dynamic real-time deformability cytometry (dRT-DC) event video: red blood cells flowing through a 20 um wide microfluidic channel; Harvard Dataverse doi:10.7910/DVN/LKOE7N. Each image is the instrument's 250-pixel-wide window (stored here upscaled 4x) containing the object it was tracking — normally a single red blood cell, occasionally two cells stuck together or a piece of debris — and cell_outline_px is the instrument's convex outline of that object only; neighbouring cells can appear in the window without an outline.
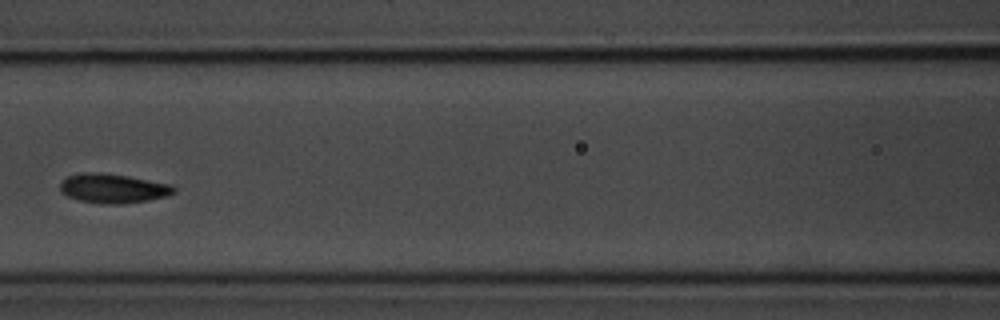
{"species": "common noctule bat (a hibernating species)", "species_latin": "Nyctalus noctula", "temperature_condition": "room temperature", "stored_images_in_passage": 9, "camera_frame_rate_fps": 3000, "um_per_image_px": 0.085, "animal": {"sex": "male", "body_mass_g": 20.1, "forearm_length_mm": 53.5}, "frame": {"image": 1, "passage_image": 7, "time_ms": 7.0, "image_size_px": [1000, 320], "cell_outline_px": [[176, 192], [168, 196], [148, 200], [124, 204], [100, 204], [80, 200], [68, 196], [60, 192], [60, 180], [68, 176], [84, 172], [96, 172], [128, 176], [172, 184], [176, 188]], "centroid_in_image_um": [9.62, 16.01], "position_along_channel_um": 157.0, "area_um2": 19.65}}
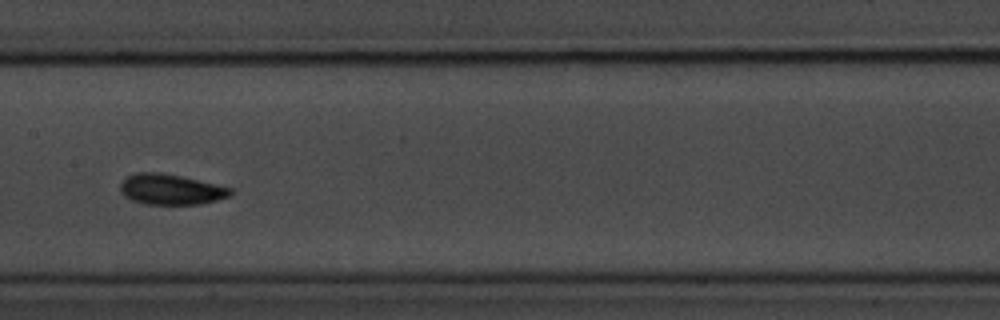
{"frame": {"image": 2, "passage_image": 8, "time_ms": 8.0, "image_size_px": [1000, 320], "cell_outline_px": [[232, 192], [228, 196], [216, 200], [200, 204], [144, 204], [132, 200], [124, 196], [120, 192], [120, 184], [128, 176], [136, 172], [160, 172], [180, 176], [232, 188]], "centroid_in_image_um": [14.48, 16.1], "position_along_channel_um": 192.9, "area_um2": 19.42}}